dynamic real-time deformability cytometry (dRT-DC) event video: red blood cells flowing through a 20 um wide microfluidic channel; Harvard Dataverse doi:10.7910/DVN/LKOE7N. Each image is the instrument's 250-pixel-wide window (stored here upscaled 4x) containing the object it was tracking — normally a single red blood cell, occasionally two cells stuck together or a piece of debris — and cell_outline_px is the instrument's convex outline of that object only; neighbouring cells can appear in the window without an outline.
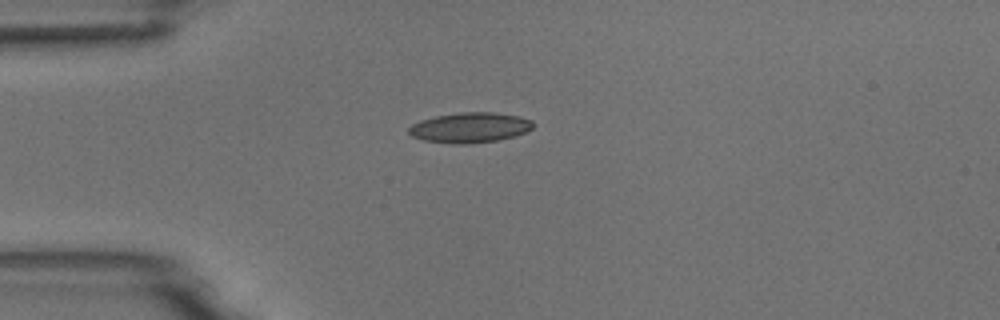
{"species": "common noctule bat (a hibernating species)", "species_latin": "Nyctalus noctula", "temperature_condition": "room temperature", "stored_images_in_passage": 4, "camera_frame_rate_fps": 3000, "um_per_image_px": 0.085, "animal": {"sex": "male", "body_mass_g": 18.8}, "frame": {"image": 1, "passage_image": 4, "time_ms": 4.333, "image_size_px": [1000, 320], "cell_outline_px": [[536, 124], [528, 132], [496, 140], [464, 144], [452, 144], [424, 140], [412, 136], [408, 132], [408, 128], [412, 124], [420, 120], [436, 116], [460, 112], [492, 112], [520, 116], [532, 120]], "centroid_in_image_um": [39.96, 10.83], "position_along_channel_um": 45.0, "area_um2": 21.91}}